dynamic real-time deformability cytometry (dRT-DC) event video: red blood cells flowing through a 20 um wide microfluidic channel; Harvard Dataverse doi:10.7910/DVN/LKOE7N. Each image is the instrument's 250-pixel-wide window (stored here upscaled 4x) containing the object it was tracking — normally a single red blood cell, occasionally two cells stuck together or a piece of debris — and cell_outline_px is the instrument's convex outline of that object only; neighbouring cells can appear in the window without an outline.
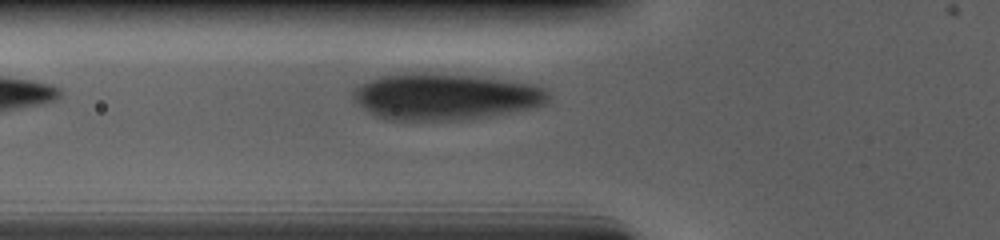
{"species": "human", "species_latin": "Homo sapiens", "temperature_condition": "cold", "stored_images_in_passage": 36, "camera_frame_rate_fps": 3000, "um_per_image_px": 0.085, "donor": {"sex": "male"}, "frame": {"image": 1, "passage_image": 2, "time_ms": 0.333, "image_size_px": [1000, 240], "cell_outline_px": [[548, 100], [544, 104], [536, 108], [488, 116], [460, 120], [388, 120], [376, 116], [364, 108], [352, 96], [352, 92], [356, 88], [380, 76], [472, 76], [504, 80], [532, 84], [548, 92]], "centroid_in_image_um": [37.9, 8.28], "position_along_channel_um": 87.9, "area_um2": 50.86}}
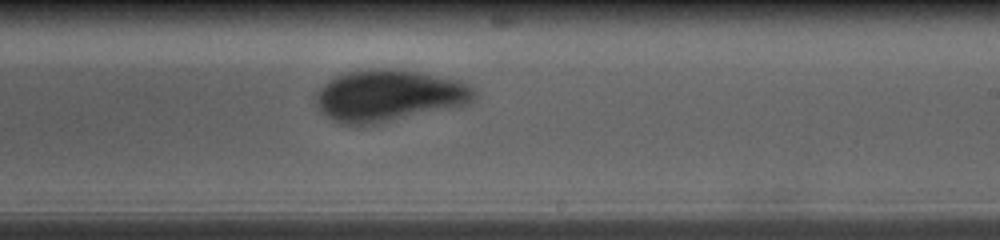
{"frame": {"image": 2, "passage_image": 16, "time_ms": 5.0, "image_size_px": [1000, 240], "cell_outline_px": [[476, 100], [468, 104], [376, 124], [356, 128], [336, 124], [320, 112], [316, 104], [316, 92], [328, 80], [344, 72], [372, 68], [388, 68], [416, 72], [456, 80], [468, 84], [476, 92]], "centroid_in_image_um": [32.97, 8.16], "position_along_channel_um": 256.0, "area_um2": 48.26}}
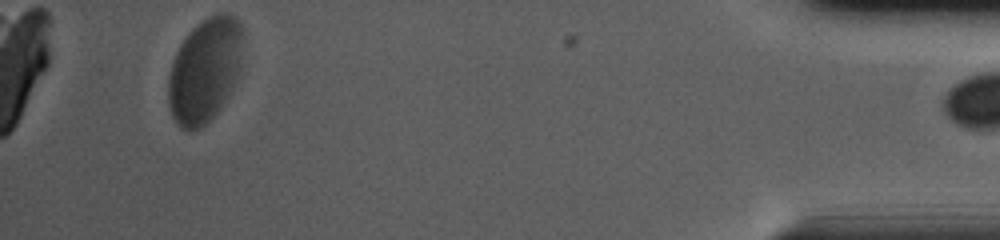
{"frame": {"image": 3, "passage_image": 35, "time_ms": 11.333, "image_size_px": [1000, 240], "cell_outline_px": [[244, 36], [240, 72], [232, 88], [216, 112], [200, 128], [180, 128], [172, 116], [168, 100], [168, 76], [176, 52], [180, 44], [188, 32], [196, 24], [208, 16], [220, 12], [228, 12], [236, 16], [244, 28]], "centroid_in_image_um": [17.44, 5.88], "position_along_channel_um": 417.8, "area_um2": 45.66}}